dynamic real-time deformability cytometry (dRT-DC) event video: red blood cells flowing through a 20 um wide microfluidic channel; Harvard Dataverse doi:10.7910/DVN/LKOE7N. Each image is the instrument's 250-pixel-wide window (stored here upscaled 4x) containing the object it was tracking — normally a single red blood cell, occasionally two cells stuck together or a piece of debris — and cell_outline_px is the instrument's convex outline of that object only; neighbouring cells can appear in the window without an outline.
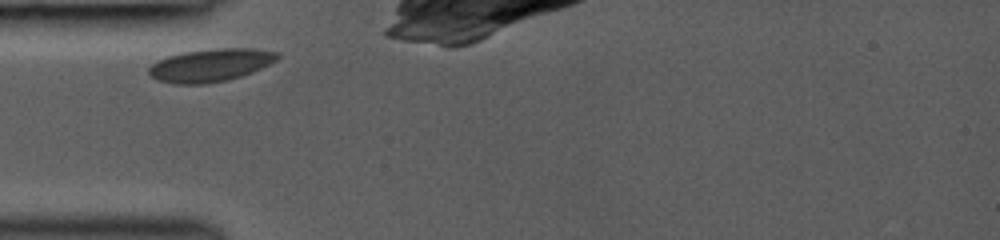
{"species": "common noctule bat (a hibernating species)", "species_latin": "Nyctalus noctula", "temperature_condition": "room temperature", "stored_images_in_passage": 6, "camera_frame_rate_fps": 3000, "um_per_image_px": 0.085, "animal": {"sex": "female", "body_mass_g": 19.0, "forearm_length_mm": 53.3}, "frame": {"image": 1, "passage_image": 1, "time_ms": 0.0, "image_size_px": [1000, 240], "cell_outline_px": [[280, 56], [276, 60], [252, 72], [228, 80], [208, 84], [172, 84], [156, 80], [148, 72], [148, 68], [156, 60], [168, 56], [184, 52], [216, 48], [252, 48], [280, 52]], "centroid_in_image_um": [17.87, 5.54], "position_along_channel_um": 67.1, "area_um2": 24.74}}
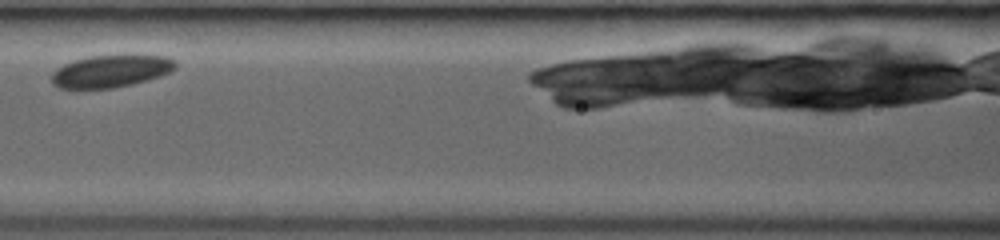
{"frame": {"image": 2, "passage_image": 4, "time_ms": 2.333, "image_size_px": [1000, 240], "cell_outline_px": [[176, 68], [160, 76], [148, 80], [132, 84], [112, 88], [80, 92], [60, 88], [52, 84], [52, 72], [56, 68], [64, 64], [88, 56], [124, 52], [168, 56], [176, 60]], "centroid_in_image_um": [9.41, 6.03], "position_along_channel_um": 157.2, "area_um2": 24.97}}
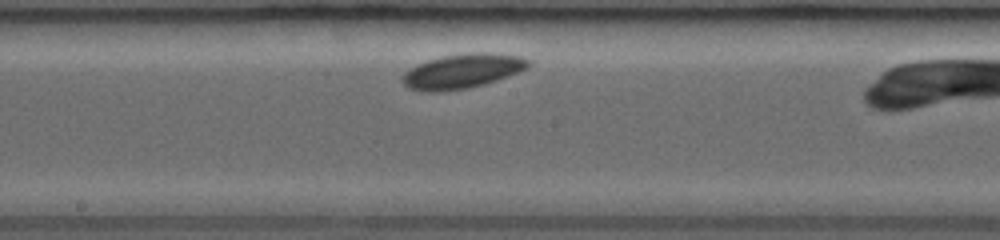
{"frame": {"image": 3, "passage_image": 6, "time_ms": 3.667, "image_size_px": [1000, 240], "cell_outline_px": [[532, 64], [528, 68], [520, 72], [484, 84], [468, 88], [440, 92], [420, 92], [408, 88], [400, 80], [404, 72], [408, 68], [416, 64], [440, 56], [468, 52], [492, 52], [524, 56], [532, 60]], "centroid_in_image_um": [39.32, 6.03], "position_along_channel_um": 208.9, "area_um2": 26.13}}